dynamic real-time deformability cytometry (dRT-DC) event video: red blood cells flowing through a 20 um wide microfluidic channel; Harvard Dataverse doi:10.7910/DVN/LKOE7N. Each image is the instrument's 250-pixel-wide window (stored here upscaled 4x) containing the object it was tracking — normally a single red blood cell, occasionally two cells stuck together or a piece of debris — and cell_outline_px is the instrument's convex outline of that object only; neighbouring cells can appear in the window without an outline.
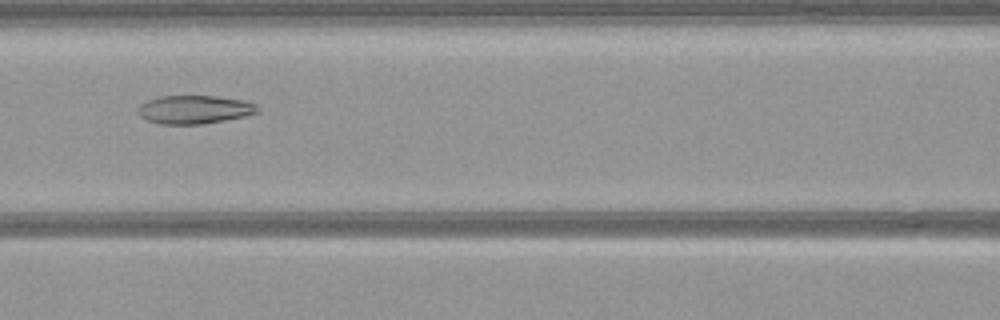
{"species": "common noctule bat (a hibernating species)", "species_latin": "Nyctalus noctula", "temperature_condition": "warm", "stored_images_in_passage": 33, "camera_frame_rate_fps": 3000, "um_per_image_px": 0.085, "animal": {"sex": "female", "body_mass_g": 21.9}, "frame": {"image": 1, "passage_image": 7, "time_ms": 2.0, "image_size_px": [1000, 320], "cell_outline_px": [[256, 112], [244, 116], [204, 124], [160, 124], [148, 120], [140, 116], [140, 104], [148, 100], [160, 96], [216, 96], [244, 100], [256, 104]], "centroid_in_image_um": [16.52, 9.31], "position_along_channel_um": 150.1, "area_um2": 19.48}}
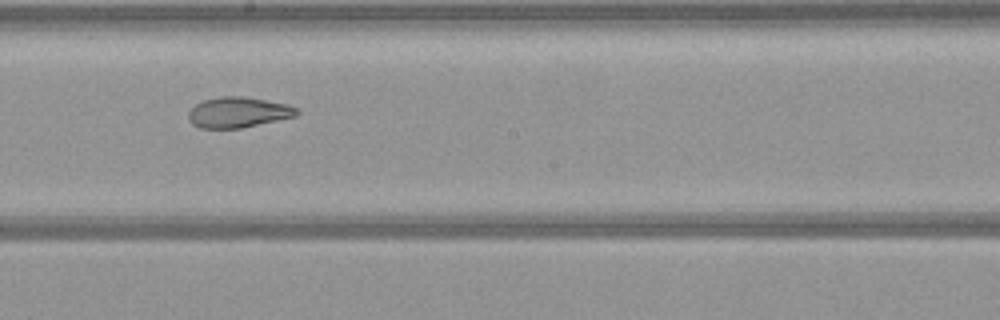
{"frame": {"image": 2, "passage_image": 13, "time_ms": 4.0, "image_size_px": [1000, 320], "cell_outline_px": [[300, 112], [296, 116], [240, 128], [200, 128], [192, 124], [188, 120], [188, 112], [196, 104], [204, 100], [220, 96], [240, 96], [288, 104], [296, 108]], "centroid_in_image_um": [20.22, 9.55], "position_along_channel_um": 228.0, "area_um2": 19.13}}
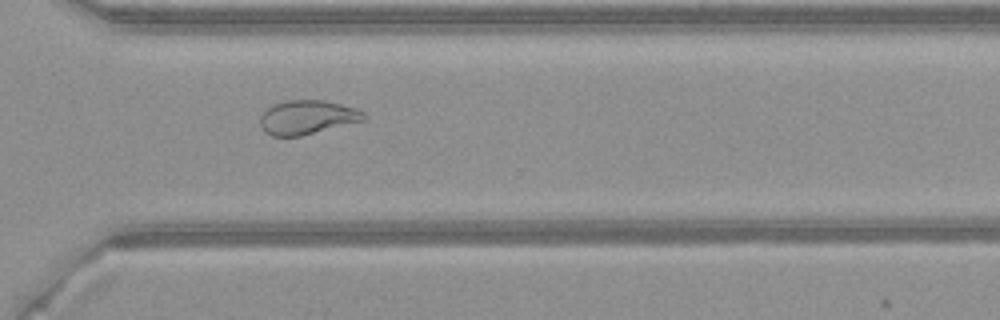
{"frame": {"image": 3, "passage_image": 22, "time_ms": 7.0, "image_size_px": [1000, 320], "cell_outline_px": [[368, 116], [364, 120], [300, 136], [272, 136], [264, 132], [260, 124], [260, 116], [268, 108], [276, 104], [288, 100], [324, 100], [356, 108], [364, 112]], "centroid_in_image_um": [26.12, 9.97], "position_along_channel_um": 344.5, "area_um2": 20.4}}